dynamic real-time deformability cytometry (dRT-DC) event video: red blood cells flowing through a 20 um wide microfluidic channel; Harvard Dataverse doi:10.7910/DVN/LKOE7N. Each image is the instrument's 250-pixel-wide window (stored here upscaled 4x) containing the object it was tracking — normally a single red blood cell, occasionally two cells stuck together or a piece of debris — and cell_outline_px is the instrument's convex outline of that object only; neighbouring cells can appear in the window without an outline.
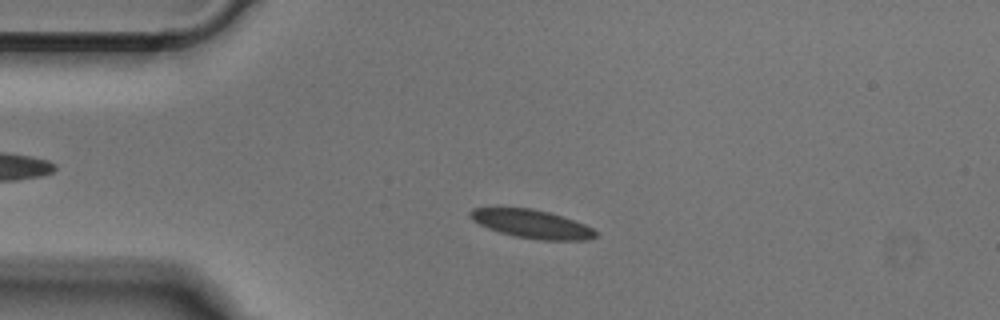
{"species": "Egyptian fruit bat (a non-hibernating species)", "species_latin": "Rousettus aegyptiacus", "temperature_condition": "cold", "stored_images_in_passage": 50, "camera_frame_rate_fps": 3000, "um_per_image_px": 0.085, "animal": {"sex": "male"}, "frame": {"image": 1, "passage_image": 10, "time_ms": 3.0, "image_size_px": [1000, 320], "cell_outline_px": [[600, 232], [596, 236], [588, 240], [540, 240], [516, 236], [500, 232], [488, 228], [472, 220], [468, 216], [468, 212], [472, 208], [532, 208], [548, 212], [584, 224]], "centroid_in_image_um": [45.2, 19.04], "position_along_channel_um": 39.8, "area_um2": 20.63}}
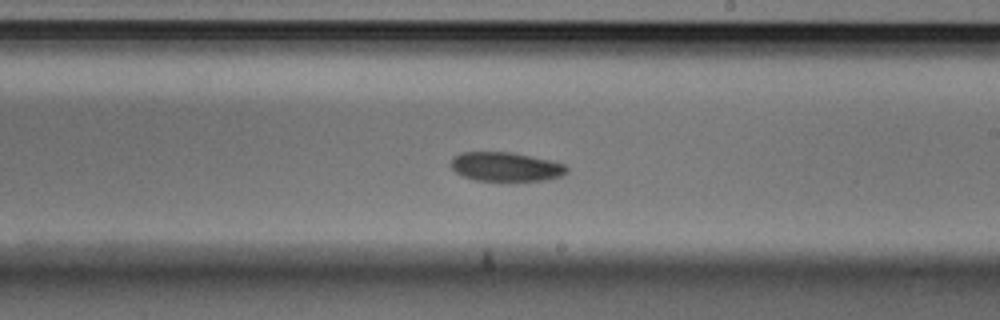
{"frame": {"image": 2, "passage_image": 28, "time_ms": 9.0, "image_size_px": [1000, 320], "cell_outline_px": [[568, 172], [564, 176], [548, 180], [476, 180], [464, 176], [456, 172], [452, 168], [452, 160], [460, 152], [512, 152], [552, 160], [564, 164], [568, 168]], "centroid_in_image_um": [43.07, 14.17], "position_along_channel_um": 245.9, "area_um2": 19.59}}
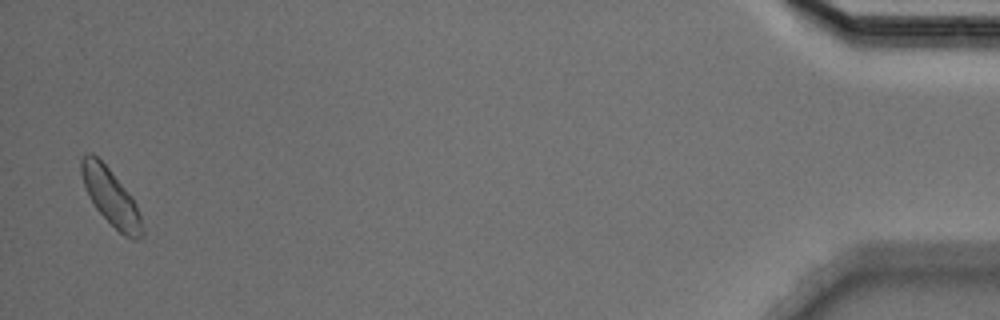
{"frame": {"image": 3, "passage_image": 49, "time_ms": 16.0, "image_size_px": [1000, 320], "cell_outline_px": [[144, 232], [136, 240], [132, 240], [124, 236], [96, 208], [88, 196], [80, 172], [80, 156], [88, 152], [92, 152], [108, 168], [132, 196], [136, 204], [144, 228]], "centroid_in_image_um": [9.41, 16.73], "position_along_channel_um": 425.8, "area_um2": 19.94}}